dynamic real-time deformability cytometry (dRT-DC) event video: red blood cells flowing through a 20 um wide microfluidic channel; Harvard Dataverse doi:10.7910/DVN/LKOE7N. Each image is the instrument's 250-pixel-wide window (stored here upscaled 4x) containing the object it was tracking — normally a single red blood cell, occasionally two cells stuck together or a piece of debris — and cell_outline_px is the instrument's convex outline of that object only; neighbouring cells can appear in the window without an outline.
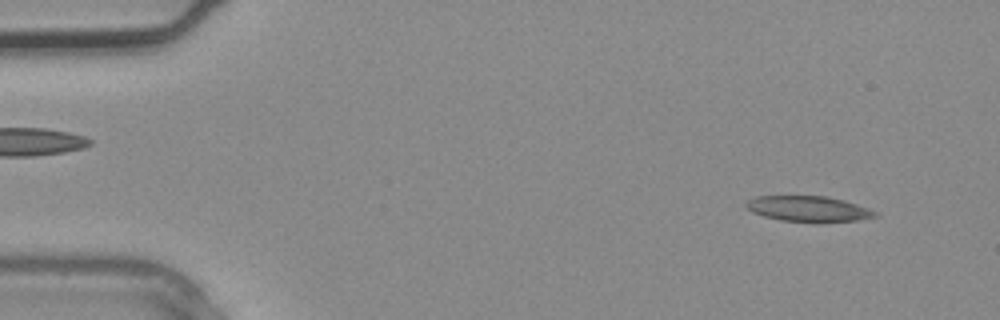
{"species": "common noctule bat (a hibernating species)", "species_latin": "Nyctalus noctula", "temperature_condition": "warm", "stored_images_in_passage": 4, "camera_frame_rate_fps": 3000, "um_per_image_px": 0.085, "animal": {"sex": "male", "body_mass_g": 20.4}, "frame": {"image": 1, "passage_image": 4, "time_ms": 1.0, "image_size_px": [1000, 320], "cell_outline_px": [[880, 216], [856, 220], [816, 224], [780, 220], [764, 216], [752, 212], [744, 204], [748, 200], [756, 196], [828, 196], [844, 200], [868, 208], [876, 212]], "centroid_in_image_um": [68.73, 17.77], "position_along_channel_um": 16.3, "area_um2": 19.65}}